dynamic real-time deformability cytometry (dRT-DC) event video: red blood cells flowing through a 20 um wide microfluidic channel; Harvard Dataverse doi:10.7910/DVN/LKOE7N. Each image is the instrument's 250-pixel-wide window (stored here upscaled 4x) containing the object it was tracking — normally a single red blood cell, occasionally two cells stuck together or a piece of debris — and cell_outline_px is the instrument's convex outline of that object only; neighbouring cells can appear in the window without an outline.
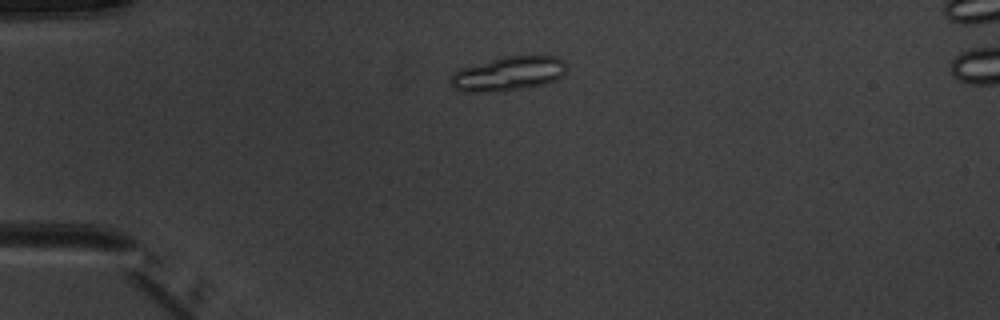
{"species": "common noctule bat (a hibernating species)", "species_latin": "Nyctalus noctula", "temperature_condition": "warm", "stored_images_in_passage": 3, "camera_frame_rate_fps": 3000, "um_per_image_px": 0.085, "animal": {"sex": "male", "body_mass_g": 20.1, "forearm_length_mm": 53.5}, "frame": {"image": 1, "passage_image": 1, "time_ms": 0.0, "image_size_px": [1000, 320], "cell_outline_px": [[564, 72], [556, 80], [544, 84], [528, 88], [504, 92], [464, 92], [452, 88], [448, 80], [452, 72], [460, 68], [504, 56], [556, 56], [564, 60]], "centroid_in_image_um": [43.13, 6.29], "position_along_channel_um": 41.9, "area_um2": 23.52}}